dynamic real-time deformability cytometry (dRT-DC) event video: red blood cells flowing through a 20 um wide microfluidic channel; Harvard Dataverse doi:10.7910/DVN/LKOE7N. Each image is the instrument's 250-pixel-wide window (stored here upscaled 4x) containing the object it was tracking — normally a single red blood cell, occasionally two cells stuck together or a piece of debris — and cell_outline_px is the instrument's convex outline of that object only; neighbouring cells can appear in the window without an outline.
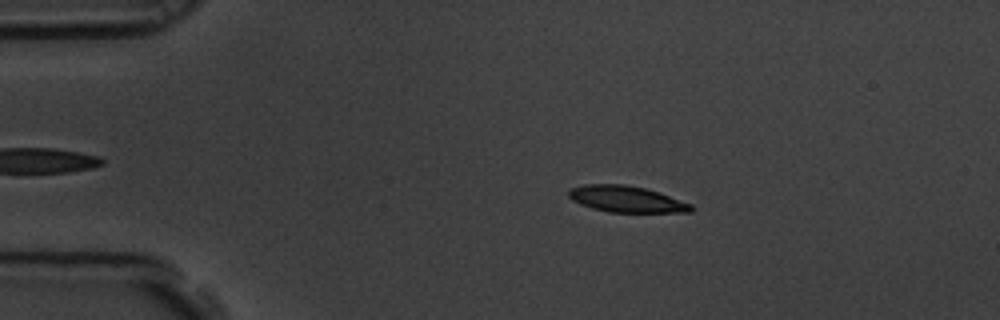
{"species": "common noctule bat (a hibernating species)", "species_latin": "Nyctalus noctula", "temperature_condition": "room temperature", "stored_images_in_passage": 6, "camera_frame_rate_fps": 3000, "um_per_image_px": 0.085, "animal": {"sex": "male", "body_mass_g": 19.5, "forearm_length_mm": 54.6}, "frame": {"image": 1, "passage_image": 3, "time_ms": 0.667, "image_size_px": [1000, 320], "cell_outline_px": [[696, 208], [692, 212], [608, 212], [592, 208], [580, 204], [572, 200], [568, 196], [568, 188], [584, 184], [624, 184], [644, 188], [660, 192], [692, 204]], "centroid_in_image_um": [53.25, 16.92], "position_along_channel_um": 31.8, "area_um2": 19.02}}
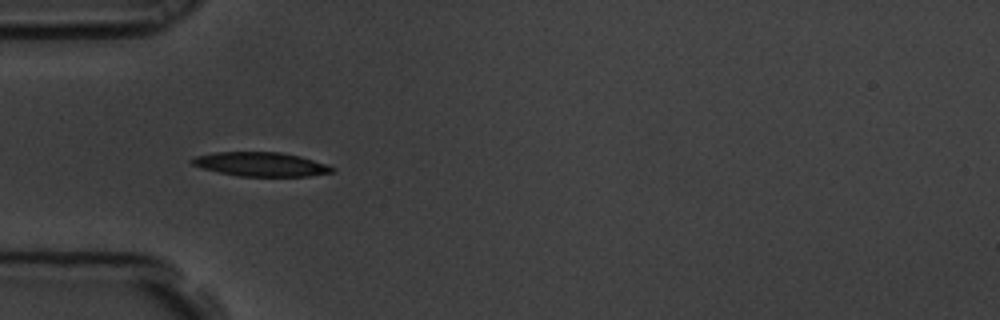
{"frame": {"image": 2, "passage_image": 5, "time_ms": 1.333, "image_size_px": [1000, 320], "cell_outline_px": [[336, 172], [308, 176], [240, 176], [200, 168], [192, 164], [188, 160], [196, 156], [216, 152], [280, 152], [300, 156], [336, 168]], "centroid_in_image_um": [22.16, 13.96], "position_along_channel_um": 62.8, "area_um2": 19.59}}
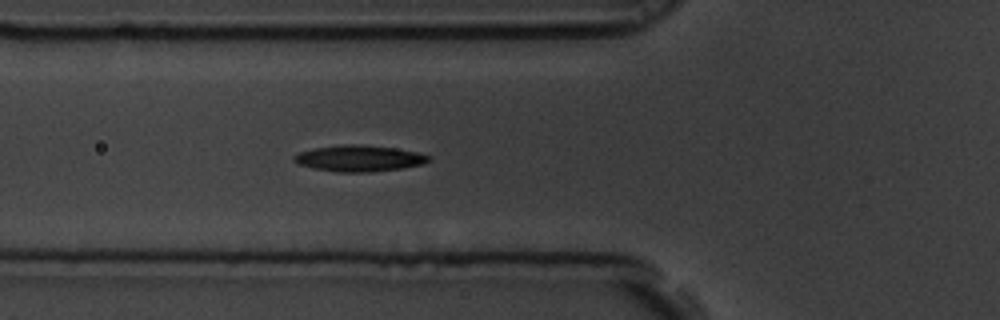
{"frame": {"image": 3, "passage_image": 6, "time_ms": 1.667, "image_size_px": [1000, 320], "cell_outline_px": [[432, 160], [424, 164], [400, 168], [372, 172], [336, 172], [312, 168], [300, 164], [292, 160], [292, 156], [300, 152], [316, 148], [340, 144], [360, 144], [396, 148], [416, 152], [432, 156]], "centroid_in_image_um": [30.55, 13.46], "position_along_channel_um": 95.3, "area_um2": 20.69}}